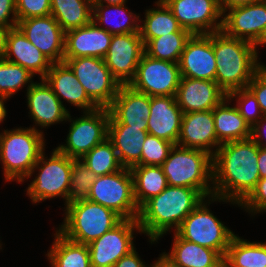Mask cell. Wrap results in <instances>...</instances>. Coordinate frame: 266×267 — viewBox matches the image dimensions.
I'll return each instance as SVG.
<instances>
[{
    "label": "cell",
    "instance_id": "b9f144b4",
    "mask_svg": "<svg viewBox=\"0 0 266 267\" xmlns=\"http://www.w3.org/2000/svg\"><path fill=\"white\" fill-rule=\"evenodd\" d=\"M17 20L51 14V0H16Z\"/></svg>",
    "mask_w": 266,
    "mask_h": 267
},
{
    "label": "cell",
    "instance_id": "3957f363",
    "mask_svg": "<svg viewBox=\"0 0 266 267\" xmlns=\"http://www.w3.org/2000/svg\"><path fill=\"white\" fill-rule=\"evenodd\" d=\"M212 44L217 66L215 81L227 95L247 88L264 66L258 63L252 43L230 37L222 30L212 33Z\"/></svg>",
    "mask_w": 266,
    "mask_h": 267
},
{
    "label": "cell",
    "instance_id": "9a60e30c",
    "mask_svg": "<svg viewBox=\"0 0 266 267\" xmlns=\"http://www.w3.org/2000/svg\"><path fill=\"white\" fill-rule=\"evenodd\" d=\"M144 53L140 32L114 34L104 61L120 84L128 85L135 77L138 63Z\"/></svg>",
    "mask_w": 266,
    "mask_h": 267
},
{
    "label": "cell",
    "instance_id": "e575fe53",
    "mask_svg": "<svg viewBox=\"0 0 266 267\" xmlns=\"http://www.w3.org/2000/svg\"><path fill=\"white\" fill-rule=\"evenodd\" d=\"M124 5L125 4L92 5L93 6L92 21H94L96 24L100 23L99 25L103 23L108 24V22L111 24L112 21L110 20L113 19L112 14L113 16L117 15L118 17L122 15L121 16L122 19L120 17V20L118 18L117 22L115 21L116 22L114 23L115 25L111 24L110 28L109 27L104 28L103 26L101 28L108 31L112 35L140 32V24H137L138 21H140L139 14L138 16L136 14H133L131 11L127 10L128 8L125 7Z\"/></svg>",
    "mask_w": 266,
    "mask_h": 267
},
{
    "label": "cell",
    "instance_id": "30bf717a",
    "mask_svg": "<svg viewBox=\"0 0 266 267\" xmlns=\"http://www.w3.org/2000/svg\"><path fill=\"white\" fill-rule=\"evenodd\" d=\"M84 87L89 99L98 108H109L116 97L120 82L112 75L104 59L79 57L63 59Z\"/></svg>",
    "mask_w": 266,
    "mask_h": 267
},
{
    "label": "cell",
    "instance_id": "7bdbcfd3",
    "mask_svg": "<svg viewBox=\"0 0 266 267\" xmlns=\"http://www.w3.org/2000/svg\"><path fill=\"white\" fill-rule=\"evenodd\" d=\"M238 206L246 208L247 212L254 215L266 212V178H260L256 187Z\"/></svg>",
    "mask_w": 266,
    "mask_h": 267
},
{
    "label": "cell",
    "instance_id": "c3c4849f",
    "mask_svg": "<svg viewBox=\"0 0 266 267\" xmlns=\"http://www.w3.org/2000/svg\"><path fill=\"white\" fill-rule=\"evenodd\" d=\"M258 1L261 0H218V4L220 6L221 11L225 13L226 10H229L231 8L248 5Z\"/></svg>",
    "mask_w": 266,
    "mask_h": 267
},
{
    "label": "cell",
    "instance_id": "836d02e7",
    "mask_svg": "<svg viewBox=\"0 0 266 267\" xmlns=\"http://www.w3.org/2000/svg\"><path fill=\"white\" fill-rule=\"evenodd\" d=\"M223 260L231 267H266V243L249 242L235 235Z\"/></svg>",
    "mask_w": 266,
    "mask_h": 267
},
{
    "label": "cell",
    "instance_id": "f546056e",
    "mask_svg": "<svg viewBox=\"0 0 266 267\" xmlns=\"http://www.w3.org/2000/svg\"><path fill=\"white\" fill-rule=\"evenodd\" d=\"M46 255L53 267H91L88 246L65 238L57 230L52 247Z\"/></svg>",
    "mask_w": 266,
    "mask_h": 267
},
{
    "label": "cell",
    "instance_id": "2e32d148",
    "mask_svg": "<svg viewBox=\"0 0 266 267\" xmlns=\"http://www.w3.org/2000/svg\"><path fill=\"white\" fill-rule=\"evenodd\" d=\"M17 27L52 63L63 62L65 32L51 14L20 20Z\"/></svg>",
    "mask_w": 266,
    "mask_h": 267
},
{
    "label": "cell",
    "instance_id": "ffe728a7",
    "mask_svg": "<svg viewBox=\"0 0 266 267\" xmlns=\"http://www.w3.org/2000/svg\"><path fill=\"white\" fill-rule=\"evenodd\" d=\"M151 96L132 89L129 85H121L110 105L109 123H122L131 127L148 130Z\"/></svg>",
    "mask_w": 266,
    "mask_h": 267
},
{
    "label": "cell",
    "instance_id": "7402d4cb",
    "mask_svg": "<svg viewBox=\"0 0 266 267\" xmlns=\"http://www.w3.org/2000/svg\"><path fill=\"white\" fill-rule=\"evenodd\" d=\"M176 145L200 149L213 156L221 143L216 137L212 110L184 113ZM214 147L215 150L211 149Z\"/></svg>",
    "mask_w": 266,
    "mask_h": 267
},
{
    "label": "cell",
    "instance_id": "6da1fadb",
    "mask_svg": "<svg viewBox=\"0 0 266 267\" xmlns=\"http://www.w3.org/2000/svg\"><path fill=\"white\" fill-rule=\"evenodd\" d=\"M258 152L251 138L221 144L212 156L213 196L239 205L260 179Z\"/></svg>",
    "mask_w": 266,
    "mask_h": 267
},
{
    "label": "cell",
    "instance_id": "7a4b0ae2",
    "mask_svg": "<svg viewBox=\"0 0 266 267\" xmlns=\"http://www.w3.org/2000/svg\"><path fill=\"white\" fill-rule=\"evenodd\" d=\"M203 200L205 197L194 188L168 185L140 207L137 218L140 232L148 235L151 243L157 241L173 226L176 231Z\"/></svg>",
    "mask_w": 266,
    "mask_h": 267
},
{
    "label": "cell",
    "instance_id": "52a82bcc",
    "mask_svg": "<svg viewBox=\"0 0 266 267\" xmlns=\"http://www.w3.org/2000/svg\"><path fill=\"white\" fill-rule=\"evenodd\" d=\"M208 200L206 203L203 200L190 212L174 233L184 240L216 250L224 258L235 234L208 209L207 203L221 200L214 196Z\"/></svg>",
    "mask_w": 266,
    "mask_h": 267
},
{
    "label": "cell",
    "instance_id": "4dcf8cb0",
    "mask_svg": "<svg viewBox=\"0 0 266 267\" xmlns=\"http://www.w3.org/2000/svg\"><path fill=\"white\" fill-rule=\"evenodd\" d=\"M92 13L91 0H51V15L64 32L89 24Z\"/></svg>",
    "mask_w": 266,
    "mask_h": 267
},
{
    "label": "cell",
    "instance_id": "f6af8a7d",
    "mask_svg": "<svg viewBox=\"0 0 266 267\" xmlns=\"http://www.w3.org/2000/svg\"><path fill=\"white\" fill-rule=\"evenodd\" d=\"M17 22L16 0H0V26L11 29L17 27Z\"/></svg>",
    "mask_w": 266,
    "mask_h": 267
},
{
    "label": "cell",
    "instance_id": "8992f818",
    "mask_svg": "<svg viewBox=\"0 0 266 267\" xmlns=\"http://www.w3.org/2000/svg\"><path fill=\"white\" fill-rule=\"evenodd\" d=\"M65 206L66 216L57 231L79 244H90L123 220L113 210L90 200Z\"/></svg>",
    "mask_w": 266,
    "mask_h": 267
},
{
    "label": "cell",
    "instance_id": "4fadbf2b",
    "mask_svg": "<svg viewBox=\"0 0 266 267\" xmlns=\"http://www.w3.org/2000/svg\"><path fill=\"white\" fill-rule=\"evenodd\" d=\"M163 2L180 26L192 35L211 34L222 29L223 12L218 0H164Z\"/></svg>",
    "mask_w": 266,
    "mask_h": 267
},
{
    "label": "cell",
    "instance_id": "681fc988",
    "mask_svg": "<svg viewBox=\"0 0 266 267\" xmlns=\"http://www.w3.org/2000/svg\"><path fill=\"white\" fill-rule=\"evenodd\" d=\"M258 169L260 173V178H266V148L263 147H259Z\"/></svg>",
    "mask_w": 266,
    "mask_h": 267
},
{
    "label": "cell",
    "instance_id": "816d5d0a",
    "mask_svg": "<svg viewBox=\"0 0 266 267\" xmlns=\"http://www.w3.org/2000/svg\"><path fill=\"white\" fill-rule=\"evenodd\" d=\"M92 5H104V2L108 5H120L125 4L126 0H91Z\"/></svg>",
    "mask_w": 266,
    "mask_h": 267
},
{
    "label": "cell",
    "instance_id": "277c9868",
    "mask_svg": "<svg viewBox=\"0 0 266 267\" xmlns=\"http://www.w3.org/2000/svg\"><path fill=\"white\" fill-rule=\"evenodd\" d=\"M44 134L35 127L4 130L0 134V161L6 181L23 182L45 150Z\"/></svg>",
    "mask_w": 266,
    "mask_h": 267
},
{
    "label": "cell",
    "instance_id": "7dc6e473",
    "mask_svg": "<svg viewBox=\"0 0 266 267\" xmlns=\"http://www.w3.org/2000/svg\"><path fill=\"white\" fill-rule=\"evenodd\" d=\"M137 253L134 248L127 255L121 257L112 267H147Z\"/></svg>",
    "mask_w": 266,
    "mask_h": 267
},
{
    "label": "cell",
    "instance_id": "d4e9b609",
    "mask_svg": "<svg viewBox=\"0 0 266 267\" xmlns=\"http://www.w3.org/2000/svg\"><path fill=\"white\" fill-rule=\"evenodd\" d=\"M43 79L60 101L63 98L70 104L82 108L84 112L98 108L89 99L84 87L66 62L52 63L50 70Z\"/></svg>",
    "mask_w": 266,
    "mask_h": 267
},
{
    "label": "cell",
    "instance_id": "484cf974",
    "mask_svg": "<svg viewBox=\"0 0 266 267\" xmlns=\"http://www.w3.org/2000/svg\"><path fill=\"white\" fill-rule=\"evenodd\" d=\"M12 55L15 57L13 58ZM6 61L28 69L32 74H39L43 79L50 70L52 62L33 45L18 27L11 28L7 35Z\"/></svg>",
    "mask_w": 266,
    "mask_h": 267
},
{
    "label": "cell",
    "instance_id": "9c48e42d",
    "mask_svg": "<svg viewBox=\"0 0 266 267\" xmlns=\"http://www.w3.org/2000/svg\"><path fill=\"white\" fill-rule=\"evenodd\" d=\"M88 200L113 210L122 219H137L139 207L134 197L133 178L129 168L97 176Z\"/></svg>",
    "mask_w": 266,
    "mask_h": 267
},
{
    "label": "cell",
    "instance_id": "e0dca14e",
    "mask_svg": "<svg viewBox=\"0 0 266 267\" xmlns=\"http://www.w3.org/2000/svg\"><path fill=\"white\" fill-rule=\"evenodd\" d=\"M178 64L181 77L215 81L217 66L212 33L191 35Z\"/></svg>",
    "mask_w": 266,
    "mask_h": 267
},
{
    "label": "cell",
    "instance_id": "603a6c76",
    "mask_svg": "<svg viewBox=\"0 0 266 267\" xmlns=\"http://www.w3.org/2000/svg\"><path fill=\"white\" fill-rule=\"evenodd\" d=\"M26 96L29 114L35 125L45 128L67 120L68 109L44 79L40 83L29 84Z\"/></svg>",
    "mask_w": 266,
    "mask_h": 267
},
{
    "label": "cell",
    "instance_id": "7c38bea8",
    "mask_svg": "<svg viewBox=\"0 0 266 267\" xmlns=\"http://www.w3.org/2000/svg\"><path fill=\"white\" fill-rule=\"evenodd\" d=\"M181 74L178 63L152 58L143 54L136 75L128 84L148 96H176Z\"/></svg>",
    "mask_w": 266,
    "mask_h": 267
},
{
    "label": "cell",
    "instance_id": "5b68a950",
    "mask_svg": "<svg viewBox=\"0 0 266 267\" xmlns=\"http://www.w3.org/2000/svg\"><path fill=\"white\" fill-rule=\"evenodd\" d=\"M169 186L198 190L206 199L213 196L212 155L208 152L174 145L161 165ZM212 188V189H211Z\"/></svg>",
    "mask_w": 266,
    "mask_h": 267
},
{
    "label": "cell",
    "instance_id": "f1b7e54d",
    "mask_svg": "<svg viewBox=\"0 0 266 267\" xmlns=\"http://www.w3.org/2000/svg\"><path fill=\"white\" fill-rule=\"evenodd\" d=\"M229 101V98H225L212 110L216 137L221 144L251 138V127L236 106H229Z\"/></svg>",
    "mask_w": 266,
    "mask_h": 267
},
{
    "label": "cell",
    "instance_id": "ab89813d",
    "mask_svg": "<svg viewBox=\"0 0 266 267\" xmlns=\"http://www.w3.org/2000/svg\"><path fill=\"white\" fill-rule=\"evenodd\" d=\"M173 146L169 141L148 134L142 148L141 160L136 166H161Z\"/></svg>",
    "mask_w": 266,
    "mask_h": 267
},
{
    "label": "cell",
    "instance_id": "ac0fdd59",
    "mask_svg": "<svg viewBox=\"0 0 266 267\" xmlns=\"http://www.w3.org/2000/svg\"><path fill=\"white\" fill-rule=\"evenodd\" d=\"M222 19L226 35L254 44L266 26V0L226 10Z\"/></svg>",
    "mask_w": 266,
    "mask_h": 267
},
{
    "label": "cell",
    "instance_id": "f907efd6",
    "mask_svg": "<svg viewBox=\"0 0 266 267\" xmlns=\"http://www.w3.org/2000/svg\"><path fill=\"white\" fill-rule=\"evenodd\" d=\"M10 28L0 26V59L4 57L6 51L7 35Z\"/></svg>",
    "mask_w": 266,
    "mask_h": 267
},
{
    "label": "cell",
    "instance_id": "db71d44e",
    "mask_svg": "<svg viewBox=\"0 0 266 267\" xmlns=\"http://www.w3.org/2000/svg\"><path fill=\"white\" fill-rule=\"evenodd\" d=\"M150 267H175L168 260H166L162 255L157 261L153 263Z\"/></svg>",
    "mask_w": 266,
    "mask_h": 267
},
{
    "label": "cell",
    "instance_id": "f5cc1de1",
    "mask_svg": "<svg viewBox=\"0 0 266 267\" xmlns=\"http://www.w3.org/2000/svg\"><path fill=\"white\" fill-rule=\"evenodd\" d=\"M266 44V26L263 29L262 33L260 34V36L257 38V40L254 42L253 46H254V50L258 56V52H257V45H264Z\"/></svg>",
    "mask_w": 266,
    "mask_h": 267
},
{
    "label": "cell",
    "instance_id": "8fae6325",
    "mask_svg": "<svg viewBox=\"0 0 266 267\" xmlns=\"http://www.w3.org/2000/svg\"><path fill=\"white\" fill-rule=\"evenodd\" d=\"M109 117L110 112L107 108L83 112V116L75 120L71 119L69 113L67 121L72 123L66 145H60L56 149L72 159L80 160L96 145L108 138Z\"/></svg>",
    "mask_w": 266,
    "mask_h": 267
},
{
    "label": "cell",
    "instance_id": "11a10c76",
    "mask_svg": "<svg viewBox=\"0 0 266 267\" xmlns=\"http://www.w3.org/2000/svg\"><path fill=\"white\" fill-rule=\"evenodd\" d=\"M5 100H8V97L0 95V123L5 120V117L7 115V111L4 105Z\"/></svg>",
    "mask_w": 266,
    "mask_h": 267
},
{
    "label": "cell",
    "instance_id": "f35d334b",
    "mask_svg": "<svg viewBox=\"0 0 266 267\" xmlns=\"http://www.w3.org/2000/svg\"><path fill=\"white\" fill-rule=\"evenodd\" d=\"M96 178L97 175L81 160H74L66 205L88 200L89 191Z\"/></svg>",
    "mask_w": 266,
    "mask_h": 267
},
{
    "label": "cell",
    "instance_id": "44dd1931",
    "mask_svg": "<svg viewBox=\"0 0 266 267\" xmlns=\"http://www.w3.org/2000/svg\"><path fill=\"white\" fill-rule=\"evenodd\" d=\"M175 97L184 114L213 110L227 94L216 81L181 77Z\"/></svg>",
    "mask_w": 266,
    "mask_h": 267
},
{
    "label": "cell",
    "instance_id": "9f6ffc18",
    "mask_svg": "<svg viewBox=\"0 0 266 267\" xmlns=\"http://www.w3.org/2000/svg\"><path fill=\"white\" fill-rule=\"evenodd\" d=\"M220 267H231V266H229V265L223 260L222 263L220 264Z\"/></svg>",
    "mask_w": 266,
    "mask_h": 267
},
{
    "label": "cell",
    "instance_id": "d590c367",
    "mask_svg": "<svg viewBox=\"0 0 266 267\" xmlns=\"http://www.w3.org/2000/svg\"><path fill=\"white\" fill-rule=\"evenodd\" d=\"M191 35L189 31H177L153 38L144 45L145 54L155 59L178 63Z\"/></svg>",
    "mask_w": 266,
    "mask_h": 267
},
{
    "label": "cell",
    "instance_id": "d6986e66",
    "mask_svg": "<svg viewBox=\"0 0 266 267\" xmlns=\"http://www.w3.org/2000/svg\"><path fill=\"white\" fill-rule=\"evenodd\" d=\"M113 35L94 21L65 32L64 59L96 57L104 59Z\"/></svg>",
    "mask_w": 266,
    "mask_h": 267
},
{
    "label": "cell",
    "instance_id": "d6a6232c",
    "mask_svg": "<svg viewBox=\"0 0 266 267\" xmlns=\"http://www.w3.org/2000/svg\"><path fill=\"white\" fill-rule=\"evenodd\" d=\"M157 9L152 8L146 10L145 19L140 25V36L144 45L151 39L157 38L172 32L187 31L183 29L177 19L172 14L171 10L164 2H155Z\"/></svg>",
    "mask_w": 266,
    "mask_h": 267
},
{
    "label": "cell",
    "instance_id": "8d00e7d4",
    "mask_svg": "<svg viewBox=\"0 0 266 267\" xmlns=\"http://www.w3.org/2000/svg\"><path fill=\"white\" fill-rule=\"evenodd\" d=\"M80 160L97 176L112 174L124 168L113 143L108 138L96 145Z\"/></svg>",
    "mask_w": 266,
    "mask_h": 267
},
{
    "label": "cell",
    "instance_id": "cb8c5ba5",
    "mask_svg": "<svg viewBox=\"0 0 266 267\" xmlns=\"http://www.w3.org/2000/svg\"><path fill=\"white\" fill-rule=\"evenodd\" d=\"M148 134L177 144L183 112L178 106L176 97L151 96Z\"/></svg>",
    "mask_w": 266,
    "mask_h": 267
},
{
    "label": "cell",
    "instance_id": "60d3db41",
    "mask_svg": "<svg viewBox=\"0 0 266 267\" xmlns=\"http://www.w3.org/2000/svg\"><path fill=\"white\" fill-rule=\"evenodd\" d=\"M227 98H229V100L238 98L235 106L250 127L263 117L256 97L248 88L232 91L227 95Z\"/></svg>",
    "mask_w": 266,
    "mask_h": 267
},
{
    "label": "cell",
    "instance_id": "4316f807",
    "mask_svg": "<svg viewBox=\"0 0 266 267\" xmlns=\"http://www.w3.org/2000/svg\"><path fill=\"white\" fill-rule=\"evenodd\" d=\"M148 131L122 123H109L108 139L113 143L120 163L124 168L136 166L142 155V148Z\"/></svg>",
    "mask_w": 266,
    "mask_h": 267
},
{
    "label": "cell",
    "instance_id": "83f0119b",
    "mask_svg": "<svg viewBox=\"0 0 266 267\" xmlns=\"http://www.w3.org/2000/svg\"><path fill=\"white\" fill-rule=\"evenodd\" d=\"M170 253L162 256L175 267H220L223 257L213 249L184 240L174 234Z\"/></svg>",
    "mask_w": 266,
    "mask_h": 267
},
{
    "label": "cell",
    "instance_id": "bcb514c9",
    "mask_svg": "<svg viewBox=\"0 0 266 267\" xmlns=\"http://www.w3.org/2000/svg\"><path fill=\"white\" fill-rule=\"evenodd\" d=\"M251 139L259 147L266 148V115L251 127Z\"/></svg>",
    "mask_w": 266,
    "mask_h": 267
},
{
    "label": "cell",
    "instance_id": "74e56055",
    "mask_svg": "<svg viewBox=\"0 0 266 267\" xmlns=\"http://www.w3.org/2000/svg\"><path fill=\"white\" fill-rule=\"evenodd\" d=\"M32 74L20 65L0 59V95L10 97L17 93L25 84H33Z\"/></svg>",
    "mask_w": 266,
    "mask_h": 267
},
{
    "label": "cell",
    "instance_id": "5bb4252c",
    "mask_svg": "<svg viewBox=\"0 0 266 267\" xmlns=\"http://www.w3.org/2000/svg\"><path fill=\"white\" fill-rule=\"evenodd\" d=\"M140 233L137 219H123L112 230L88 244L91 267H112L134 247V231Z\"/></svg>",
    "mask_w": 266,
    "mask_h": 267
},
{
    "label": "cell",
    "instance_id": "ee69618b",
    "mask_svg": "<svg viewBox=\"0 0 266 267\" xmlns=\"http://www.w3.org/2000/svg\"><path fill=\"white\" fill-rule=\"evenodd\" d=\"M247 88L256 97L260 110L266 115V66H263L253 77Z\"/></svg>",
    "mask_w": 266,
    "mask_h": 267
},
{
    "label": "cell",
    "instance_id": "ba28073f",
    "mask_svg": "<svg viewBox=\"0 0 266 267\" xmlns=\"http://www.w3.org/2000/svg\"><path fill=\"white\" fill-rule=\"evenodd\" d=\"M43 152L37 163L34 165L30 178L34 173V169L39 170V173L34 180L28 185L27 195L33 203L51 199L54 197H63L65 205L68 200V191L70 187L71 173L73 161L71 157L62 154L57 149H54L50 158L45 157ZM46 158V159H45Z\"/></svg>",
    "mask_w": 266,
    "mask_h": 267
},
{
    "label": "cell",
    "instance_id": "1f68e13d",
    "mask_svg": "<svg viewBox=\"0 0 266 267\" xmlns=\"http://www.w3.org/2000/svg\"><path fill=\"white\" fill-rule=\"evenodd\" d=\"M130 171L133 178L134 197L139 208L168 186L161 166H133Z\"/></svg>",
    "mask_w": 266,
    "mask_h": 267
}]
</instances>
